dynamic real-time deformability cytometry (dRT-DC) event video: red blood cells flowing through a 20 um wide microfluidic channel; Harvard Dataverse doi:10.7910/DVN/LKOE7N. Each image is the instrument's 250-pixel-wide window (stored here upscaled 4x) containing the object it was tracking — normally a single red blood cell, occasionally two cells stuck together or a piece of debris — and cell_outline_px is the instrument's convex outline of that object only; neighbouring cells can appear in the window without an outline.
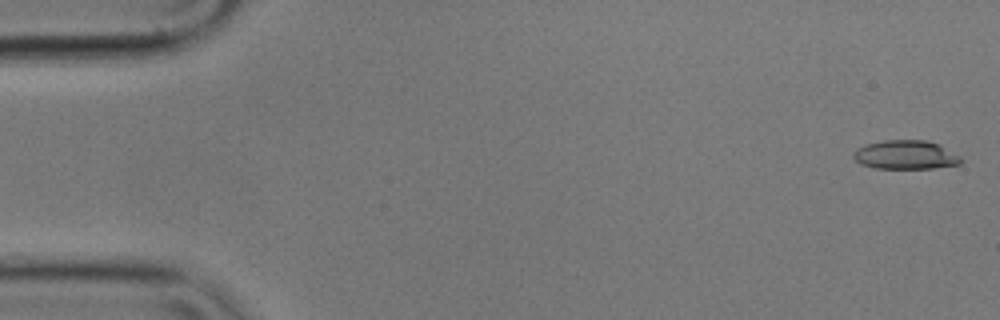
{"species": "common noctule bat (a hibernating species)", "species_latin": "Nyctalus noctula", "temperature_condition": "cold", "stored_images_in_passage": 10, "camera_frame_rate_fps": 3000, "um_per_image_px": 0.085, "animal": {"sex": "male", "body_mass_g": 17.9}, "frame": {"image": 1, "passage_image": 1, "time_ms": 0.0, "image_size_px": [1000, 320], "cell_outline_px": [[964, 160], [960, 164], [932, 168], [876, 168], [860, 164], [852, 156], [852, 152], [856, 148], [864, 144], [884, 140], [924, 140], [940, 144], [960, 156]], "centroid_in_image_um": [76.96, 13.15], "position_along_channel_um": 8.0, "area_um2": 18.26}}
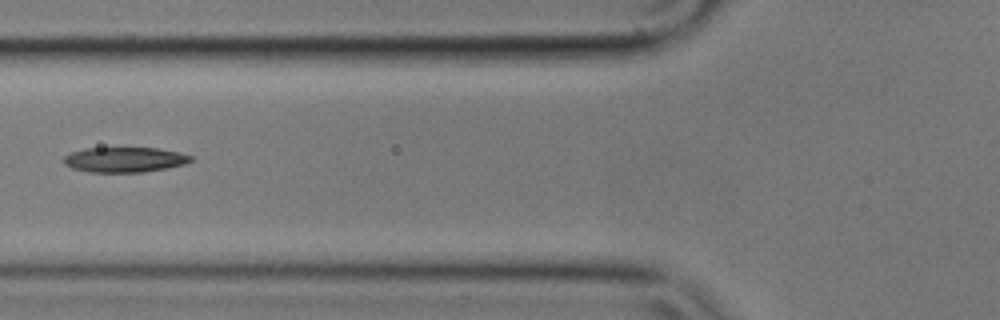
{"frame": {"image": 2, "passage_image": 6, "time_ms": 1.667, "image_size_px": [1000, 320], "cell_outline_px": [[192, 160], [184, 164], [164, 168], [140, 172], [88, 172], [72, 168], [64, 164], [64, 156], [72, 152], [84, 148], [156, 148], [180, 152], [192, 156]], "centroid_in_image_um": [10.56, 13.56], "position_along_channel_um": 115.2, "area_um2": 18.44}}
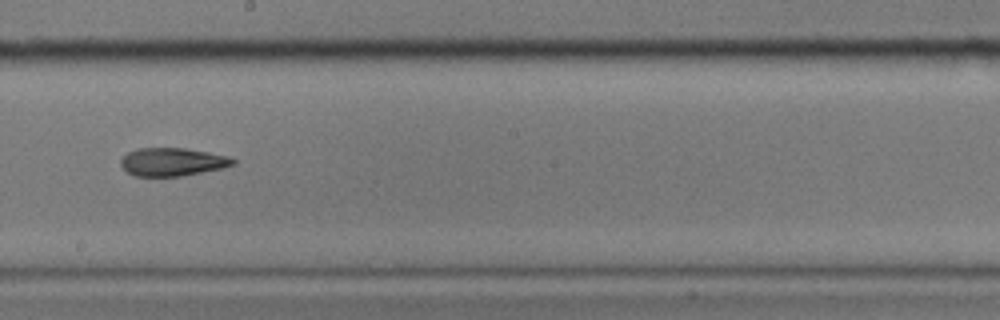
{"frame": {"image": 3, "passage_image": 9, "time_ms": 2.667, "image_size_px": [1000, 320], "cell_outline_px": [[236, 164], [224, 168], [180, 176], [136, 176], [128, 172], [120, 164], [120, 160], [128, 152], [136, 148], [184, 148], [208, 152], [228, 156], [236, 160]], "centroid_in_image_um": [14.67, 13.76], "position_along_channel_um": 233.5, "area_um2": 18.38}}